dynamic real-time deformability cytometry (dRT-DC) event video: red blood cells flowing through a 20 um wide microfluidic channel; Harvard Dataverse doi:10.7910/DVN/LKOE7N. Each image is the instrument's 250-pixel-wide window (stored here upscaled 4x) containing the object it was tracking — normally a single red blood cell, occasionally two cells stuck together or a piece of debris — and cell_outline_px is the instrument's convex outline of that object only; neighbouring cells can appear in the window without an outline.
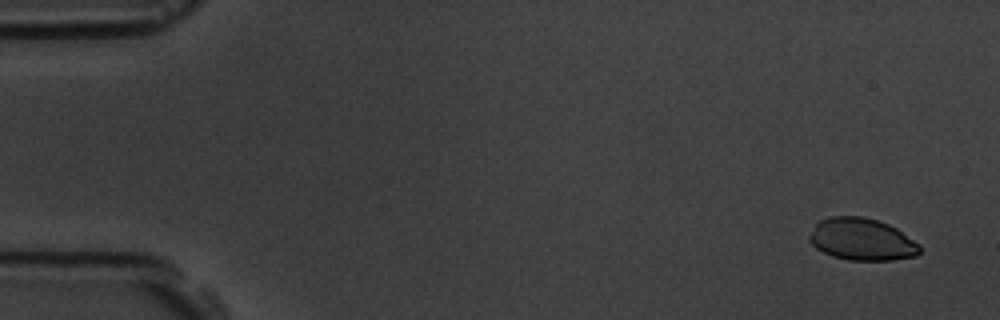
{"species": "common noctule bat (a hibernating species)", "species_latin": "Nyctalus noctula", "temperature_condition": "room temperature", "stored_images_in_passage": 5, "camera_frame_rate_fps": 3000, "um_per_image_px": 0.085, "animal": {"sex": "male", "body_mass_g": 19.5, "forearm_length_mm": 54.6}, "frame": {"image": 1, "passage_image": 1, "time_ms": 0.0, "image_size_px": [1000, 320], "cell_outline_px": [[920, 252], [916, 256], [892, 260], [848, 260], [832, 256], [816, 248], [808, 240], [808, 236], [816, 224], [820, 220], [832, 216], [864, 216], [888, 224], [896, 228], [920, 244]], "centroid_in_image_um": [73.25, 20.35], "position_along_channel_um": 11.7, "area_um2": 27.11}}